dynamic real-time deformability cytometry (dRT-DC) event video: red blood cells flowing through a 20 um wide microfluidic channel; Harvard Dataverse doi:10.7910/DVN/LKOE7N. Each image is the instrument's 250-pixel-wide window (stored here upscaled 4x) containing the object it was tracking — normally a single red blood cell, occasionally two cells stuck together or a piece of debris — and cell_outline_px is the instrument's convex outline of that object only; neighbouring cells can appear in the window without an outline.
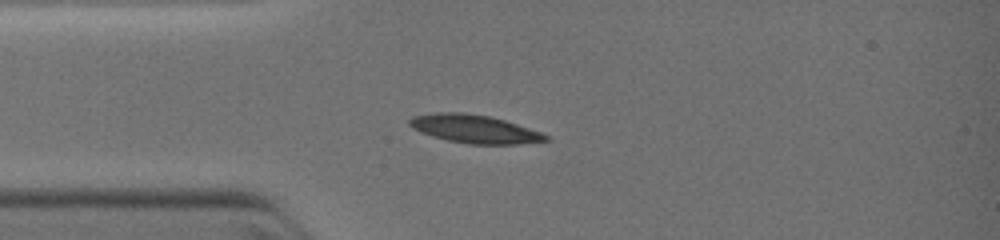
{"species": "common noctule bat (a hibernating species)", "species_latin": "Nyctalus noctula", "temperature_condition": "warm", "stored_images_in_passage": 15, "camera_frame_rate_fps": 3000, "um_per_image_px": 0.085, "animal": {"sex": "female", "body_mass_g": 19.0, "forearm_length_mm": 51.5}, "frame": {"image": 1, "passage_image": 3, "time_ms": 0.667, "image_size_px": [1000, 240], "cell_outline_px": [[552, 140], [520, 144], [468, 144], [448, 140], [432, 136], [420, 132], [412, 128], [408, 124], [408, 120], [412, 116], [436, 112], [464, 112], [488, 116], [504, 120], [540, 132], [548, 136]], "centroid_in_image_um": [40.3, 10.96], "position_along_channel_um": 44.7, "area_um2": 22.43}}
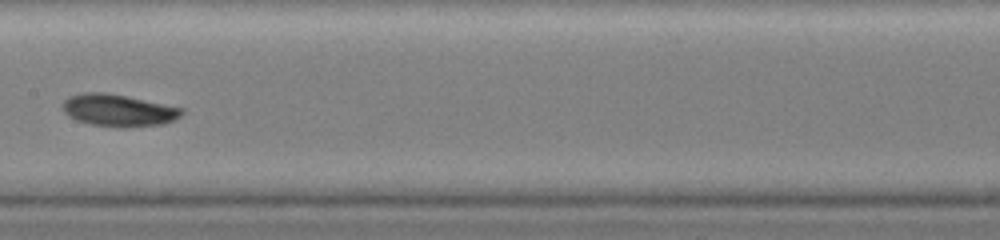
{"frame": {"image": 2, "passage_image": 10, "time_ms": 4.0, "image_size_px": [1000, 240], "cell_outline_px": [[184, 112], [176, 120], [164, 124], [124, 128], [92, 124], [76, 120], [68, 116], [64, 112], [64, 100], [68, 96], [80, 92], [108, 92], [184, 108]], "centroid_in_image_um": [10.09, 9.37], "position_along_channel_um": 197.3, "area_um2": 22.54}}
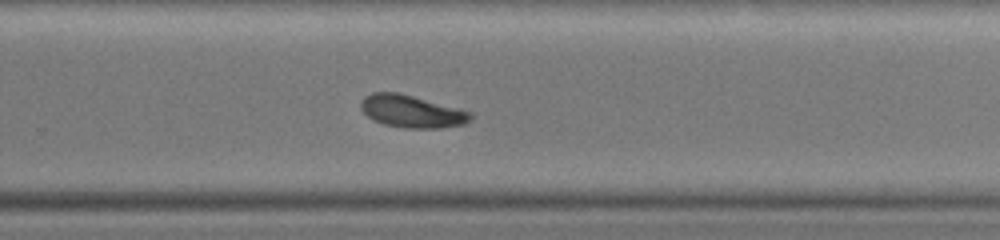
{"frame": {"image": 3, "passage_image": 15, "time_ms": 6.0, "image_size_px": [1000, 240], "cell_outline_px": [[472, 120], [464, 124], [440, 128], [404, 128], [384, 124], [372, 120], [360, 108], [360, 100], [364, 96], [372, 92], [396, 92], [460, 108], [472, 112]], "centroid_in_image_um": [34.99, 9.47], "position_along_channel_um": 294.8, "area_um2": 20.87}}